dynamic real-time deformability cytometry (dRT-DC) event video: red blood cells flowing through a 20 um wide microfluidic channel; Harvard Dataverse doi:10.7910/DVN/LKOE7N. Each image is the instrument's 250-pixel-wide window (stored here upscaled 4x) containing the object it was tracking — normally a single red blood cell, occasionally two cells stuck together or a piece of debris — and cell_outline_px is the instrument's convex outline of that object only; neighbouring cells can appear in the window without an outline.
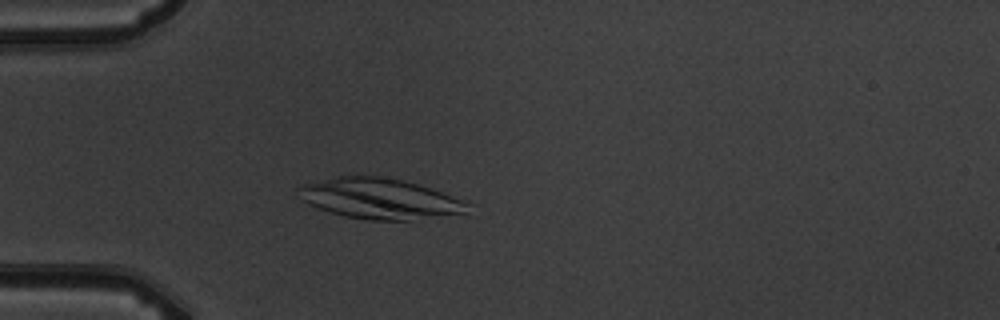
{"species": "common noctule bat (a hibernating species)", "species_latin": "Nyctalus noctula", "temperature_condition": "warm", "stored_images_in_passage": 4, "camera_frame_rate_fps": 3000, "um_per_image_px": 0.085, "animal": {"sex": "male", "body_mass_g": 19.5, "forearm_length_mm": 54.6}, "frame": {"image": 1, "passage_image": 4, "time_ms": 3.667, "image_size_px": [1000, 320], "cell_outline_px": [[472, 204], [464, 212], [408, 220], [364, 220], [344, 216], [308, 204], [300, 200], [296, 188], [300, 184], [336, 176], [376, 176], [400, 180], [432, 188]], "centroid_in_image_um": [32.18, 16.87], "position_along_channel_um": 52.8, "area_um2": 39.65}}